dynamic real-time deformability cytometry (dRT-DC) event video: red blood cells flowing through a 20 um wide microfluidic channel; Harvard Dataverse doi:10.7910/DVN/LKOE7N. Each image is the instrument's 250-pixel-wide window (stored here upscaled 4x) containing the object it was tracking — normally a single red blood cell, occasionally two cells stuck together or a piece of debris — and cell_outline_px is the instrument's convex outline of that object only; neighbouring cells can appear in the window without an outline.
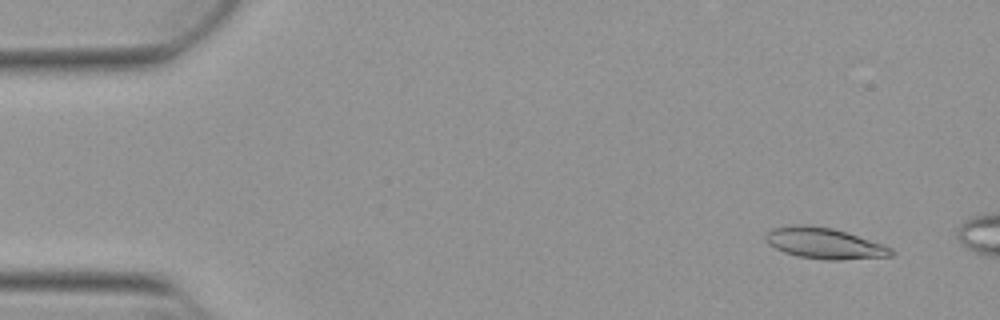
{"species": "Egyptian fruit bat (a non-hibernating species)", "species_latin": "Rousettus aegyptiacus", "temperature_condition": "warm", "stored_images_in_passage": 53, "camera_frame_rate_fps": 3000, "um_per_image_px": 0.085, "animal": {"sex": "female"}, "frame": {"image": 1, "passage_image": 3, "time_ms": 0.667, "image_size_px": [1000, 320], "cell_outline_px": [[896, 252], [892, 256], [840, 260], [824, 260], [800, 256], [784, 252], [768, 244], [764, 236], [772, 228], [792, 224], [808, 224], [832, 228], [892, 248]], "centroid_in_image_um": [70.03, 20.68], "position_along_channel_um": 15.0, "area_um2": 22.48}}
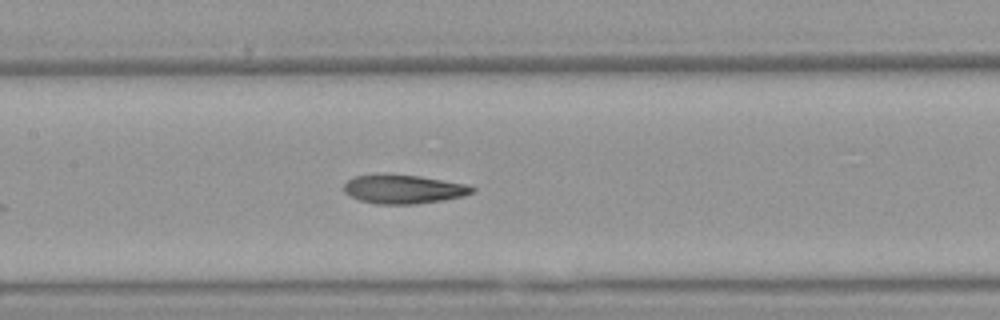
{"frame": {"image": 2, "passage_image": 24, "time_ms": 7.667, "image_size_px": [1000, 320], "cell_outline_px": [[476, 192], [464, 196], [444, 200], [416, 204], [376, 204], [360, 200], [344, 192], [344, 184], [352, 176], [384, 172], [420, 176], [464, 184], [476, 188]], "centroid_in_image_um": [34.28, 16.06], "position_along_channel_um": 173.1, "area_um2": 22.02}}
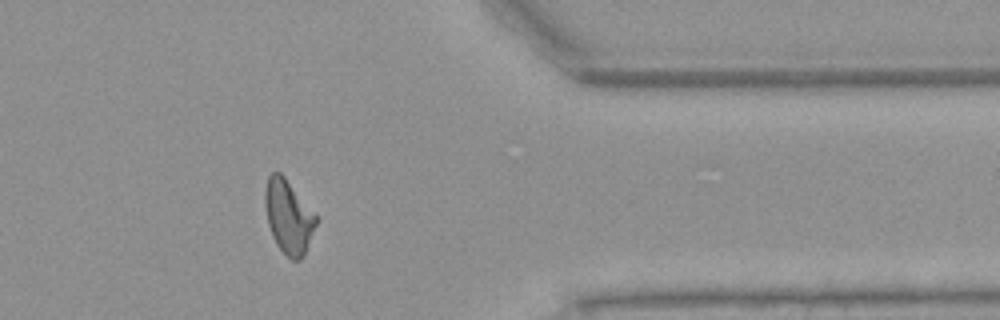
{"frame": {"image": 3, "passage_image": 42, "time_ms": 13.667, "image_size_px": [1000, 320], "cell_outline_px": [[316, 224], [304, 252], [300, 260], [292, 260], [276, 244], [272, 236], [268, 224], [264, 204], [264, 192], [268, 176], [272, 172], [280, 172], [284, 176], [316, 216]], "centroid_in_image_um": [24.47, 18.39], "position_along_channel_um": 386.9, "area_um2": 21.33}, "authors_computed_cell_mechanics": {"area_um2": 21.8484, "velocity_mm_per_s": 3.853, "shape_relaxation_time_tau1_ms": 5.1737, "shape_relaxation_time_tau2_ms": 2.1309, "deformation_change_tau1": 0.1962, "deformation_change_tau2": 0.1059}}